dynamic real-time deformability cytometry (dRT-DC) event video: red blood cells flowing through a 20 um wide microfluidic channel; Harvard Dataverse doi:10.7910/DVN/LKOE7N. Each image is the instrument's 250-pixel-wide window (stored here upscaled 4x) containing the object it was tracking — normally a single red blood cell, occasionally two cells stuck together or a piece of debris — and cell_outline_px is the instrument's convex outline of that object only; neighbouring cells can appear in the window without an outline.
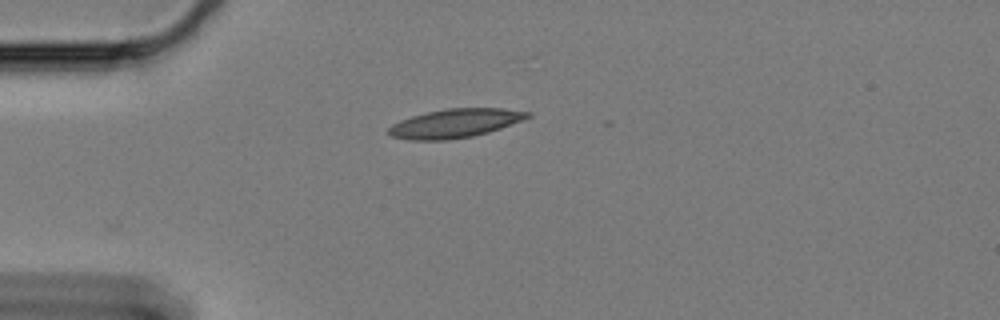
{"species": "Egyptian fruit bat (a non-hibernating species)", "species_latin": "Rousettus aegyptiacus", "temperature_condition": "cold", "stored_images_in_passage": 10, "camera_frame_rate_fps": 3000, "um_per_image_px": 0.085, "animal": {"sex": "female"}, "frame": {"image": 1, "passage_image": 1, "time_ms": 0.0, "image_size_px": [1000, 320], "cell_outline_px": [[532, 116], [500, 128], [488, 132], [472, 136], [444, 140], [412, 140], [392, 136], [388, 132], [388, 128], [392, 124], [400, 120], [412, 116], [428, 112], [448, 108], [504, 108], [532, 112]], "centroid_in_image_um": [38.7, 10.47], "position_along_channel_um": 46.3, "area_um2": 23.12}}
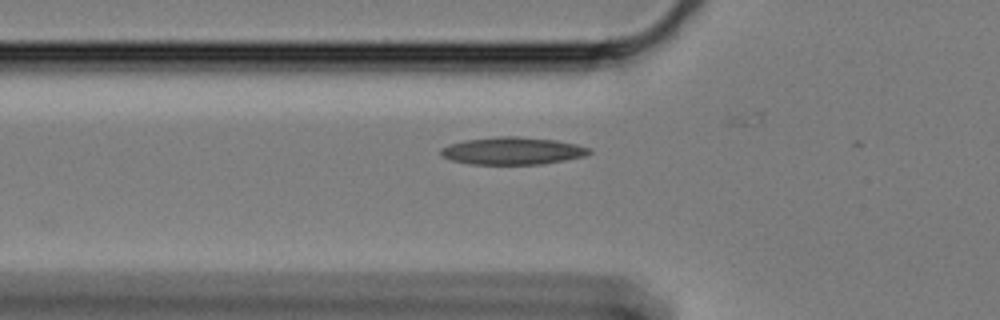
{"frame": {"image": 2, "passage_image": 6, "time_ms": 1.667, "image_size_px": [1000, 320], "cell_outline_px": [[592, 152], [584, 156], [564, 160], [540, 164], [472, 164], [452, 160], [440, 156], [440, 148], [448, 144], [464, 140], [496, 136], [516, 136], [556, 140], [576, 144], [592, 148]], "centroid_in_image_um": [43.54, 12.81], "position_along_channel_um": 82.3, "area_um2": 23.81}}
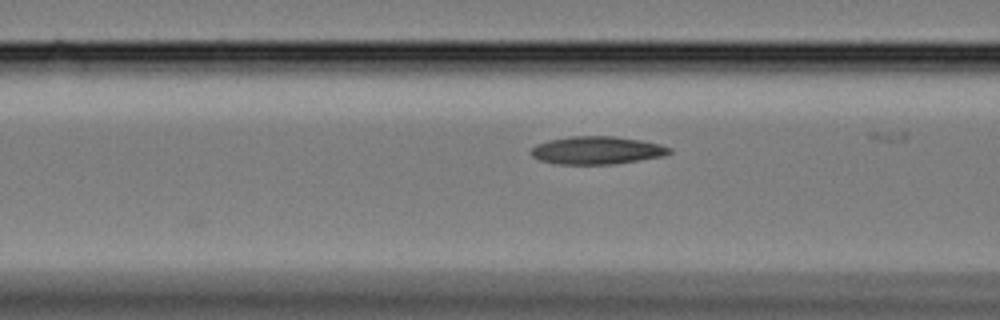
{"frame": {"image": 3, "passage_image": 9, "time_ms": 2.667, "image_size_px": [1000, 320], "cell_outline_px": [[672, 152], [664, 156], [612, 164], [556, 164], [540, 160], [532, 156], [528, 152], [536, 144], [548, 140], [568, 136], [612, 136], [640, 140], [660, 144], [672, 148]], "centroid_in_image_um": [50.71, 12.77], "position_along_channel_um": 115.9, "area_um2": 22.54}}